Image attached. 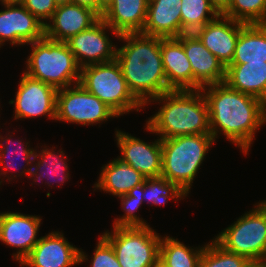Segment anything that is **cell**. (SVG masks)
I'll list each match as a JSON object with an SVG mask.
<instances>
[{
	"instance_id": "cell-1",
	"label": "cell",
	"mask_w": 266,
	"mask_h": 267,
	"mask_svg": "<svg viewBox=\"0 0 266 267\" xmlns=\"http://www.w3.org/2000/svg\"><path fill=\"white\" fill-rule=\"evenodd\" d=\"M201 90L208 104L210 130L215 141L223 133L247 155L257 130L266 124V103L230 88L225 82Z\"/></svg>"
},
{
	"instance_id": "cell-2",
	"label": "cell",
	"mask_w": 266,
	"mask_h": 267,
	"mask_svg": "<svg viewBox=\"0 0 266 267\" xmlns=\"http://www.w3.org/2000/svg\"><path fill=\"white\" fill-rule=\"evenodd\" d=\"M124 42L116 49L127 86L133 96L145 105L163 93L172 91L167 85L160 50V37L137 33L120 34Z\"/></svg>"
},
{
	"instance_id": "cell-3",
	"label": "cell",
	"mask_w": 266,
	"mask_h": 267,
	"mask_svg": "<svg viewBox=\"0 0 266 267\" xmlns=\"http://www.w3.org/2000/svg\"><path fill=\"white\" fill-rule=\"evenodd\" d=\"M161 103L158 112L146 120L145 130L160 139L211 134L209 108L202 90H172L150 100Z\"/></svg>"
},
{
	"instance_id": "cell-4",
	"label": "cell",
	"mask_w": 266,
	"mask_h": 267,
	"mask_svg": "<svg viewBox=\"0 0 266 267\" xmlns=\"http://www.w3.org/2000/svg\"><path fill=\"white\" fill-rule=\"evenodd\" d=\"M215 143L211 134H196L161 139V176L176 184L187 195L205 156Z\"/></svg>"
},
{
	"instance_id": "cell-5",
	"label": "cell",
	"mask_w": 266,
	"mask_h": 267,
	"mask_svg": "<svg viewBox=\"0 0 266 267\" xmlns=\"http://www.w3.org/2000/svg\"><path fill=\"white\" fill-rule=\"evenodd\" d=\"M28 45H31V53L25 61V74L57 89L79 83L81 67L66 42L44 36Z\"/></svg>"
},
{
	"instance_id": "cell-6",
	"label": "cell",
	"mask_w": 266,
	"mask_h": 267,
	"mask_svg": "<svg viewBox=\"0 0 266 267\" xmlns=\"http://www.w3.org/2000/svg\"><path fill=\"white\" fill-rule=\"evenodd\" d=\"M79 83L119 117L144 107L130 92L116 59L82 67Z\"/></svg>"
},
{
	"instance_id": "cell-7",
	"label": "cell",
	"mask_w": 266,
	"mask_h": 267,
	"mask_svg": "<svg viewBox=\"0 0 266 267\" xmlns=\"http://www.w3.org/2000/svg\"><path fill=\"white\" fill-rule=\"evenodd\" d=\"M242 215L213 239L225 250L250 261L266 260V200Z\"/></svg>"
},
{
	"instance_id": "cell-8",
	"label": "cell",
	"mask_w": 266,
	"mask_h": 267,
	"mask_svg": "<svg viewBox=\"0 0 266 267\" xmlns=\"http://www.w3.org/2000/svg\"><path fill=\"white\" fill-rule=\"evenodd\" d=\"M101 234L112 246L121 267H156L161 235L152 227H113Z\"/></svg>"
},
{
	"instance_id": "cell-9",
	"label": "cell",
	"mask_w": 266,
	"mask_h": 267,
	"mask_svg": "<svg viewBox=\"0 0 266 267\" xmlns=\"http://www.w3.org/2000/svg\"><path fill=\"white\" fill-rule=\"evenodd\" d=\"M116 117L119 116L109 106L80 83L58 89L55 121L93 126Z\"/></svg>"
},
{
	"instance_id": "cell-10",
	"label": "cell",
	"mask_w": 266,
	"mask_h": 267,
	"mask_svg": "<svg viewBox=\"0 0 266 267\" xmlns=\"http://www.w3.org/2000/svg\"><path fill=\"white\" fill-rule=\"evenodd\" d=\"M57 92L58 89L52 85L31 78L23 72L15 99L9 101V104L14 105V119L48 116L55 120Z\"/></svg>"
},
{
	"instance_id": "cell-11",
	"label": "cell",
	"mask_w": 266,
	"mask_h": 267,
	"mask_svg": "<svg viewBox=\"0 0 266 267\" xmlns=\"http://www.w3.org/2000/svg\"><path fill=\"white\" fill-rule=\"evenodd\" d=\"M81 248L68 242L62 232L51 231L40 240L22 260V267H72L88 261Z\"/></svg>"
},
{
	"instance_id": "cell-12",
	"label": "cell",
	"mask_w": 266,
	"mask_h": 267,
	"mask_svg": "<svg viewBox=\"0 0 266 267\" xmlns=\"http://www.w3.org/2000/svg\"><path fill=\"white\" fill-rule=\"evenodd\" d=\"M108 31L115 35L116 39L119 37L115 30L100 19L91 28L81 31L66 41L81 68L115 60L118 45H115L111 38L109 39Z\"/></svg>"
},
{
	"instance_id": "cell-13",
	"label": "cell",
	"mask_w": 266,
	"mask_h": 267,
	"mask_svg": "<svg viewBox=\"0 0 266 267\" xmlns=\"http://www.w3.org/2000/svg\"><path fill=\"white\" fill-rule=\"evenodd\" d=\"M42 218L20 212H0V241L16 248L13 259L20 264L40 240Z\"/></svg>"
},
{
	"instance_id": "cell-14",
	"label": "cell",
	"mask_w": 266,
	"mask_h": 267,
	"mask_svg": "<svg viewBox=\"0 0 266 267\" xmlns=\"http://www.w3.org/2000/svg\"><path fill=\"white\" fill-rule=\"evenodd\" d=\"M115 138L123 162L139 171L146 178L159 177L162 171V147L158 137L154 142H145L129 133L115 130Z\"/></svg>"
},
{
	"instance_id": "cell-15",
	"label": "cell",
	"mask_w": 266,
	"mask_h": 267,
	"mask_svg": "<svg viewBox=\"0 0 266 267\" xmlns=\"http://www.w3.org/2000/svg\"><path fill=\"white\" fill-rule=\"evenodd\" d=\"M3 7L0 11V48L8 41L12 46H23L45 36V25L22 4H3Z\"/></svg>"
},
{
	"instance_id": "cell-16",
	"label": "cell",
	"mask_w": 266,
	"mask_h": 267,
	"mask_svg": "<svg viewBox=\"0 0 266 267\" xmlns=\"http://www.w3.org/2000/svg\"><path fill=\"white\" fill-rule=\"evenodd\" d=\"M183 44L186 57L193 72V90L224 83L226 68L199 40L194 33H184L177 37Z\"/></svg>"
},
{
	"instance_id": "cell-17",
	"label": "cell",
	"mask_w": 266,
	"mask_h": 267,
	"mask_svg": "<svg viewBox=\"0 0 266 267\" xmlns=\"http://www.w3.org/2000/svg\"><path fill=\"white\" fill-rule=\"evenodd\" d=\"M244 25L245 23L218 15L194 34L227 68L231 64L239 33Z\"/></svg>"
},
{
	"instance_id": "cell-18",
	"label": "cell",
	"mask_w": 266,
	"mask_h": 267,
	"mask_svg": "<svg viewBox=\"0 0 266 267\" xmlns=\"http://www.w3.org/2000/svg\"><path fill=\"white\" fill-rule=\"evenodd\" d=\"M101 16L91 8L75 3L58 5L52 18L45 24V37L66 42L81 31L91 28Z\"/></svg>"
},
{
	"instance_id": "cell-19",
	"label": "cell",
	"mask_w": 266,
	"mask_h": 267,
	"mask_svg": "<svg viewBox=\"0 0 266 267\" xmlns=\"http://www.w3.org/2000/svg\"><path fill=\"white\" fill-rule=\"evenodd\" d=\"M160 50L168 87L193 90V72L183 44L177 38L160 37Z\"/></svg>"
},
{
	"instance_id": "cell-20",
	"label": "cell",
	"mask_w": 266,
	"mask_h": 267,
	"mask_svg": "<svg viewBox=\"0 0 266 267\" xmlns=\"http://www.w3.org/2000/svg\"><path fill=\"white\" fill-rule=\"evenodd\" d=\"M182 0H149L142 34L177 38L181 35Z\"/></svg>"
},
{
	"instance_id": "cell-21",
	"label": "cell",
	"mask_w": 266,
	"mask_h": 267,
	"mask_svg": "<svg viewBox=\"0 0 266 267\" xmlns=\"http://www.w3.org/2000/svg\"><path fill=\"white\" fill-rule=\"evenodd\" d=\"M149 0H113L101 19L119 35L142 32L147 18Z\"/></svg>"
},
{
	"instance_id": "cell-22",
	"label": "cell",
	"mask_w": 266,
	"mask_h": 267,
	"mask_svg": "<svg viewBox=\"0 0 266 267\" xmlns=\"http://www.w3.org/2000/svg\"><path fill=\"white\" fill-rule=\"evenodd\" d=\"M100 172L93 188L116 197L128 194L132 188L143 184L146 179L139 171L118 157L103 165Z\"/></svg>"
},
{
	"instance_id": "cell-23",
	"label": "cell",
	"mask_w": 266,
	"mask_h": 267,
	"mask_svg": "<svg viewBox=\"0 0 266 267\" xmlns=\"http://www.w3.org/2000/svg\"><path fill=\"white\" fill-rule=\"evenodd\" d=\"M225 83L266 103V62L230 64L226 68Z\"/></svg>"
},
{
	"instance_id": "cell-24",
	"label": "cell",
	"mask_w": 266,
	"mask_h": 267,
	"mask_svg": "<svg viewBox=\"0 0 266 267\" xmlns=\"http://www.w3.org/2000/svg\"><path fill=\"white\" fill-rule=\"evenodd\" d=\"M53 149H55L54 146L51 149L49 147L47 148V146H44L42 147V150H38V152L37 149H35L32 162V165L34 166H32V170L29 174V178L30 180H33L34 184L36 183L37 185V181L40 183L43 181V179L47 178L49 180L51 177H54L56 179L52 178L53 180L51 182L47 180V182L45 181L44 183V186L48 185V187L53 188V184L57 183V186H61L66 183L65 181L70 179V174L68 171L69 166L67 163L68 157L65 156V153L62 149L58 150L57 152H55L56 150ZM59 177L60 179H58Z\"/></svg>"
},
{
	"instance_id": "cell-25",
	"label": "cell",
	"mask_w": 266,
	"mask_h": 267,
	"mask_svg": "<svg viewBox=\"0 0 266 267\" xmlns=\"http://www.w3.org/2000/svg\"><path fill=\"white\" fill-rule=\"evenodd\" d=\"M266 62V24H245L239 33L231 64Z\"/></svg>"
},
{
	"instance_id": "cell-26",
	"label": "cell",
	"mask_w": 266,
	"mask_h": 267,
	"mask_svg": "<svg viewBox=\"0 0 266 267\" xmlns=\"http://www.w3.org/2000/svg\"><path fill=\"white\" fill-rule=\"evenodd\" d=\"M9 133H11V135ZM12 133L13 132L9 131L8 135H6L5 137H3L1 135V133H0V169H2V170H0V177L1 176L2 177L3 176L7 177V181L9 180L8 182L12 181L13 179H15L17 177H21L23 175L24 176L27 175L29 177V174H30V172L32 170V166H33L32 162H33L34 153H35V149L30 147V143L29 142L26 141L25 143L24 142L22 143L21 140H23V138L22 139L18 138V140H15V141L13 140L14 144H15L14 146H16V148L13 146V149H11L12 147H10V146L13 145V144H11V143H13V141H12V137H13ZM10 155L16 156L15 159L12 158ZM19 155L22 158L19 157ZM18 158H20L21 160L23 159L22 161L24 162V164L23 163L22 164L24 166L20 163L23 168H21L20 164L14 162V160L17 161ZM8 159L10 160V162H9ZM10 168L12 169V172L10 171ZM17 168H18V170L20 168V170L19 171H15V170H17ZM13 170H14L16 175L13 174ZM8 171L11 174L10 176L8 174ZM2 182H5V181H3V178H0L1 185H2Z\"/></svg>"
},
{
	"instance_id": "cell-27",
	"label": "cell",
	"mask_w": 266,
	"mask_h": 267,
	"mask_svg": "<svg viewBox=\"0 0 266 267\" xmlns=\"http://www.w3.org/2000/svg\"><path fill=\"white\" fill-rule=\"evenodd\" d=\"M204 247L192 248L166 235L160 240L159 262L164 267H199Z\"/></svg>"
},
{
	"instance_id": "cell-28",
	"label": "cell",
	"mask_w": 266,
	"mask_h": 267,
	"mask_svg": "<svg viewBox=\"0 0 266 267\" xmlns=\"http://www.w3.org/2000/svg\"><path fill=\"white\" fill-rule=\"evenodd\" d=\"M218 15L209 0H182L181 35L194 33Z\"/></svg>"
},
{
	"instance_id": "cell-29",
	"label": "cell",
	"mask_w": 266,
	"mask_h": 267,
	"mask_svg": "<svg viewBox=\"0 0 266 267\" xmlns=\"http://www.w3.org/2000/svg\"><path fill=\"white\" fill-rule=\"evenodd\" d=\"M188 195L176 184L162 176L146 178L144 181V193L142 198L151 205H164L168 200L185 199ZM147 199V200H146Z\"/></svg>"
},
{
	"instance_id": "cell-30",
	"label": "cell",
	"mask_w": 266,
	"mask_h": 267,
	"mask_svg": "<svg viewBox=\"0 0 266 267\" xmlns=\"http://www.w3.org/2000/svg\"><path fill=\"white\" fill-rule=\"evenodd\" d=\"M144 183L132 188L128 194L118 197L121 200V209L124 215L117 217L113 223V227H148L142 217L137 216L136 210H139L144 200Z\"/></svg>"
},
{
	"instance_id": "cell-31",
	"label": "cell",
	"mask_w": 266,
	"mask_h": 267,
	"mask_svg": "<svg viewBox=\"0 0 266 267\" xmlns=\"http://www.w3.org/2000/svg\"><path fill=\"white\" fill-rule=\"evenodd\" d=\"M223 15L245 24H266V0H231Z\"/></svg>"
},
{
	"instance_id": "cell-32",
	"label": "cell",
	"mask_w": 266,
	"mask_h": 267,
	"mask_svg": "<svg viewBox=\"0 0 266 267\" xmlns=\"http://www.w3.org/2000/svg\"><path fill=\"white\" fill-rule=\"evenodd\" d=\"M250 263L247 257L225 250L212 239L205 244L199 267H247Z\"/></svg>"
},
{
	"instance_id": "cell-33",
	"label": "cell",
	"mask_w": 266,
	"mask_h": 267,
	"mask_svg": "<svg viewBox=\"0 0 266 267\" xmlns=\"http://www.w3.org/2000/svg\"><path fill=\"white\" fill-rule=\"evenodd\" d=\"M91 257L90 267H121L111 244L100 235Z\"/></svg>"
},
{
	"instance_id": "cell-34",
	"label": "cell",
	"mask_w": 266,
	"mask_h": 267,
	"mask_svg": "<svg viewBox=\"0 0 266 267\" xmlns=\"http://www.w3.org/2000/svg\"><path fill=\"white\" fill-rule=\"evenodd\" d=\"M22 5L43 25L52 18L57 8L53 0H24Z\"/></svg>"
},
{
	"instance_id": "cell-35",
	"label": "cell",
	"mask_w": 266,
	"mask_h": 267,
	"mask_svg": "<svg viewBox=\"0 0 266 267\" xmlns=\"http://www.w3.org/2000/svg\"><path fill=\"white\" fill-rule=\"evenodd\" d=\"M209 2L219 15H223L228 10L231 0H209Z\"/></svg>"
},
{
	"instance_id": "cell-36",
	"label": "cell",
	"mask_w": 266,
	"mask_h": 267,
	"mask_svg": "<svg viewBox=\"0 0 266 267\" xmlns=\"http://www.w3.org/2000/svg\"><path fill=\"white\" fill-rule=\"evenodd\" d=\"M112 2L113 0H96V12L101 16Z\"/></svg>"
},
{
	"instance_id": "cell-37",
	"label": "cell",
	"mask_w": 266,
	"mask_h": 267,
	"mask_svg": "<svg viewBox=\"0 0 266 267\" xmlns=\"http://www.w3.org/2000/svg\"><path fill=\"white\" fill-rule=\"evenodd\" d=\"M72 3L85 6L96 11V0H72Z\"/></svg>"
},
{
	"instance_id": "cell-38",
	"label": "cell",
	"mask_w": 266,
	"mask_h": 267,
	"mask_svg": "<svg viewBox=\"0 0 266 267\" xmlns=\"http://www.w3.org/2000/svg\"><path fill=\"white\" fill-rule=\"evenodd\" d=\"M0 4L5 5H15V4H22L24 0H0Z\"/></svg>"
},
{
	"instance_id": "cell-39",
	"label": "cell",
	"mask_w": 266,
	"mask_h": 267,
	"mask_svg": "<svg viewBox=\"0 0 266 267\" xmlns=\"http://www.w3.org/2000/svg\"><path fill=\"white\" fill-rule=\"evenodd\" d=\"M247 267H266V260L264 261H251Z\"/></svg>"
},
{
	"instance_id": "cell-40",
	"label": "cell",
	"mask_w": 266,
	"mask_h": 267,
	"mask_svg": "<svg viewBox=\"0 0 266 267\" xmlns=\"http://www.w3.org/2000/svg\"><path fill=\"white\" fill-rule=\"evenodd\" d=\"M55 2V4L58 5H64L67 3H72V0H53Z\"/></svg>"
},
{
	"instance_id": "cell-41",
	"label": "cell",
	"mask_w": 266,
	"mask_h": 267,
	"mask_svg": "<svg viewBox=\"0 0 266 267\" xmlns=\"http://www.w3.org/2000/svg\"><path fill=\"white\" fill-rule=\"evenodd\" d=\"M156 267H164V266L159 262Z\"/></svg>"
}]
</instances>
